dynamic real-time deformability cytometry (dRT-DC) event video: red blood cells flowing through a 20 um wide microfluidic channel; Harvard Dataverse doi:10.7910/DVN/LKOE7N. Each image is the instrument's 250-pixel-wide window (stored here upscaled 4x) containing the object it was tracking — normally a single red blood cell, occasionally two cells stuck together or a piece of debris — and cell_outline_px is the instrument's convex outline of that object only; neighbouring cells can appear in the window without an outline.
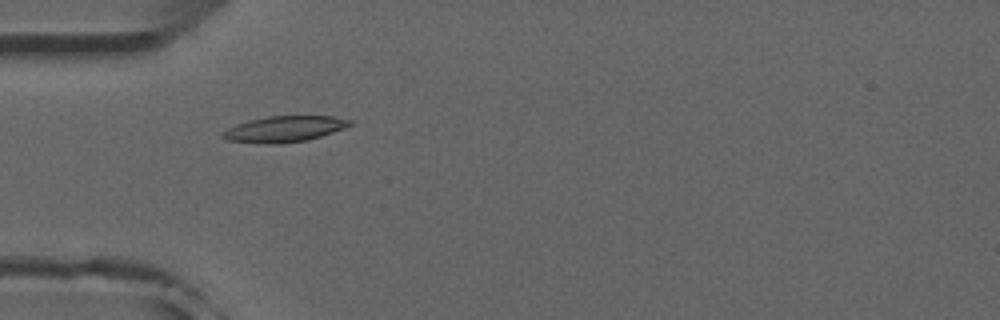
{"species": "common noctule bat (a hibernating species)", "species_latin": "Nyctalus noctula", "temperature_condition": "room temperature", "stored_images_in_passage": 39, "camera_frame_rate_fps": 3000, "um_per_image_px": 0.085, "animal": {"sex": "male", "forearm_length_mm": 52.5}, "frame": {"image": 1, "passage_image": 6, "time_ms": 1.667, "image_size_px": [1000, 320], "cell_outline_px": [[352, 124], [344, 128], [308, 140], [280, 144], [268, 144], [228, 140], [220, 136], [220, 132], [236, 124], [248, 120], [268, 116], [332, 116], [352, 120]], "centroid_in_image_um": [24.14, 10.96], "position_along_channel_um": 60.9, "area_um2": 19.25}}
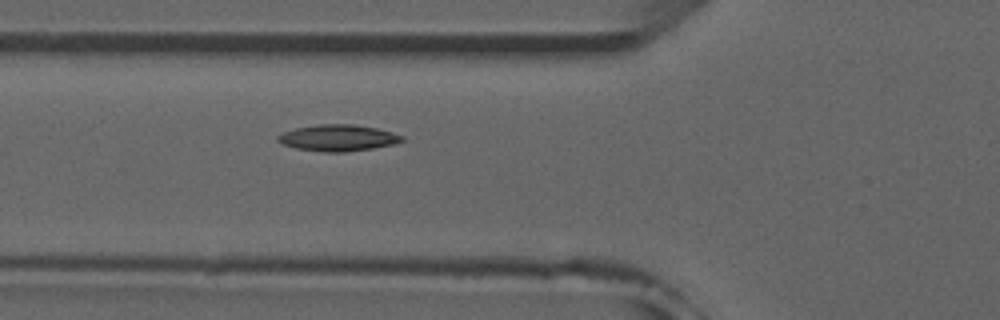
{"frame": {"image": 2, "passage_image": 9, "time_ms": 2.667, "image_size_px": [1000, 320], "cell_outline_px": [[404, 140], [392, 144], [372, 148], [344, 152], [324, 152], [296, 148], [284, 144], [276, 140], [276, 136], [284, 132], [296, 128], [320, 124], [352, 124], [376, 128], [392, 132], [404, 136]], "centroid_in_image_um": [28.72, 11.71], "position_along_channel_um": 97.1, "area_um2": 18.9}}
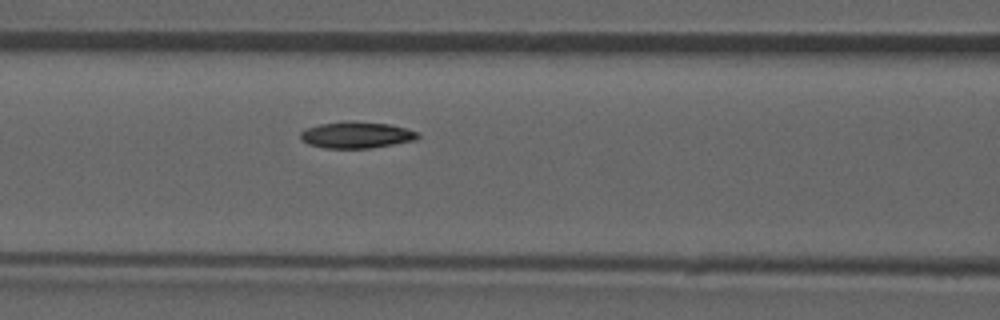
{"frame": {"image": 3, "passage_image": 12, "time_ms": 3.667, "image_size_px": [1000, 320], "cell_outline_px": [[420, 136], [416, 140], [372, 148], [324, 148], [308, 144], [300, 140], [300, 132], [308, 128], [320, 124], [352, 120], [388, 124], [404, 128], [416, 132]], "centroid_in_image_um": [30.27, 11.47], "position_along_channel_um": 136.3, "area_um2": 18.09}, "authors_computed_cell_mechanics": {"area_um2": 17.8602, "velocity_mm_per_s": 3.91, "shape_relaxation_time_tau1_ms": 6.3093, "shape_relaxation_time_tau2_ms": null, "deformation_change_tau1": 0.1417, "deformation_change_tau2": null}}